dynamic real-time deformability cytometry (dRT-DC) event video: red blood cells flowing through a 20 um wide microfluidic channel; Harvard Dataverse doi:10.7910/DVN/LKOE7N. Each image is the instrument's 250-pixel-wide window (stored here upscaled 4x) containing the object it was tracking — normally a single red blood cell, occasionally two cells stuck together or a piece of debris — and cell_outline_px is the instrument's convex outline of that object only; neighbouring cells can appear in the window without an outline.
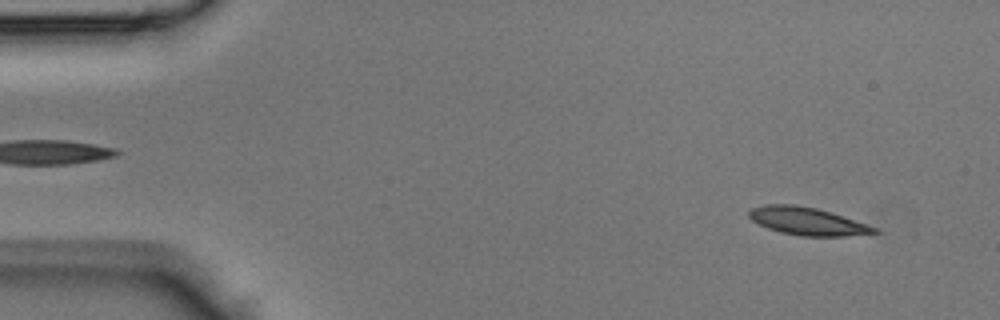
{"species": "Egyptian fruit bat (a non-hibernating species)", "species_latin": "Rousettus aegyptiacus", "temperature_condition": "room temperature", "stored_images_in_passage": 44, "camera_frame_rate_fps": 3000, "um_per_image_px": 0.085, "animal": {"sex": "male"}, "frame": {"image": 1, "passage_image": 4, "time_ms": 1.0, "image_size_px": [1000, 320], "cell_outline_px": [[880, 232], [844, 236], [800, 236], [780, 232], [768, 228], [752, 220], [748, 216], [748, 212], [752, 208], [768, 204], [796, 204], [816, 208], [832, 212], [868, 224], [876, 228]], "centroid_in_image_um": [68.63, 18.8], "position_along_channel_um": 16.4, "area_um2": 20.23}}
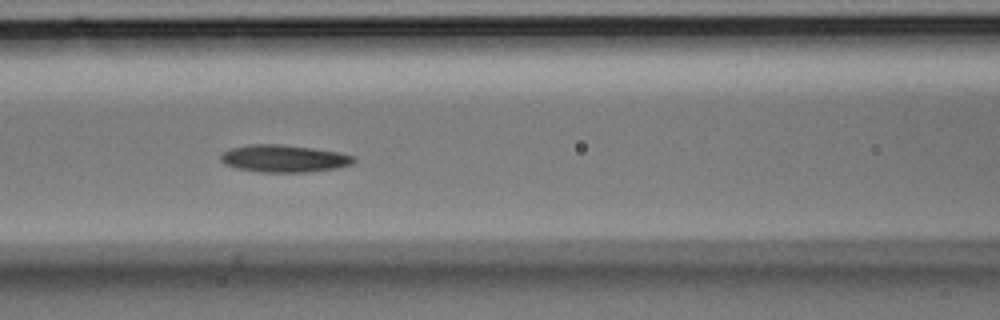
{"frame": {"image": 2, "passage_image": 19, "time_ms": 6.0, "image_size_px": [1000, 320], "cell_outline_px": [[356, 160], [352, 164], [336, 168], [304, 172], [260, 172], [236, 168], [224, 164], [220, 160], [220, 156], [224, 152], [232, 148], [252, 144], [280, 144], [312, 148], [336, 152], [356, 156]], "centroid_in_image_um": [24.13, 13.48], "position_along_channel_um": 142.5, "area_um2": 21.04}}
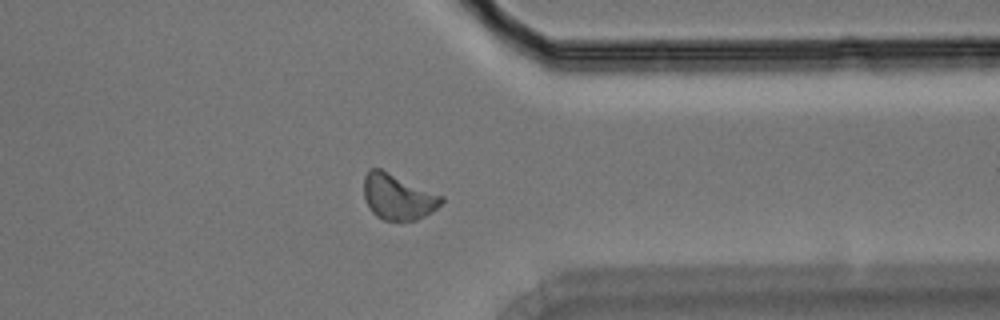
{"frame": {"image": 3, "passage_image": 35, "time_ms": 11.333, "image_size_px": [1000, 320], "cell_outline_px": [[444, 200], [432, 212], [416, 220], [384, 220], [376, 216], [368, 208], [364, 196], [364, 176], [368, 168], [380, 168], [444, 196]], "centroid_in_image_um": [33.8, 16.72], "position_along_channel_um": 377.6, "area_um2": 20.69}}